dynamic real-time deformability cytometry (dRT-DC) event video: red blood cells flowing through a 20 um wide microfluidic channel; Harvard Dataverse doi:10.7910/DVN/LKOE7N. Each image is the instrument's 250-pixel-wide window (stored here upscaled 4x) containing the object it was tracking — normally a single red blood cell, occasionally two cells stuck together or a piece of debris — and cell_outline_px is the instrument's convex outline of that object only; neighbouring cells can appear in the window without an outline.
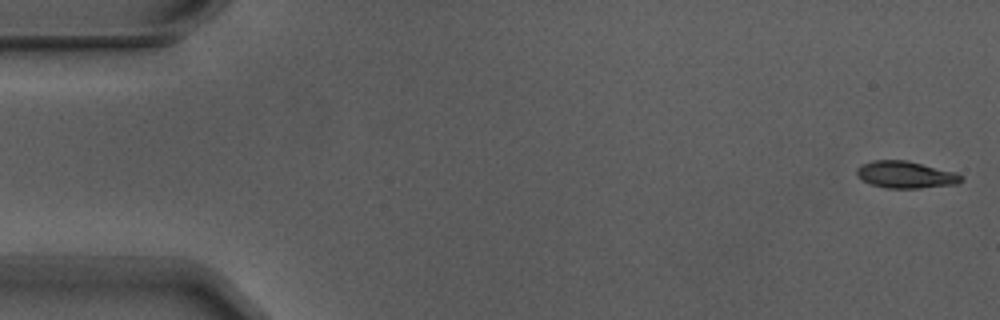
{"species": "Egyptian fruit bat (a non-hibernating species)", "species_latin": "Rousettus aegyptiacus", "temperature_condition": "warm", "stored_images_in_passage": 4, "camera_frame_rate_fps": 3000, "um_per_image_px": 0.085, "animal": {"sex": "male"}, "frame": {"image": 1, "passage_image": 1, "time_ms": 0.0, "image_size_px": [1000, 320], "cell_outline_px": [[964, 180], [956, 184], [920, 188], [888, 188], [872, 184], [856, 176], [856, 168], [860, 164], [872, 160], [904, 160], [956, 172], [964, 176]], "centroid_in_image_um": [76.98, 14.84], "position_along_channel_um": 8.0, "area_um2": 16.42}}
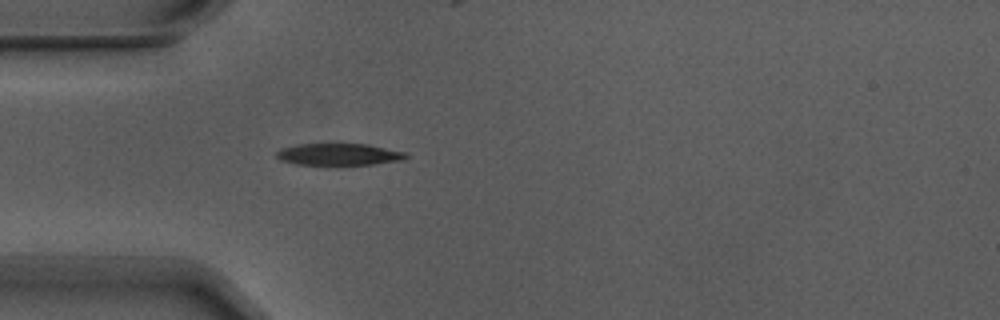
{"frame": {"image": 2, "passage_image": 4, "time_ms": 1.0, "image_size_px": [1000, 320], "cell_outline_px": [[408, 156], [404, 160], [376, 164], [336, 168], [324, 168], [296, 164], [280, 160], [276, 156], [276, 152], [280, 148], [300, 144], [368, 144], [408, 152]], "centroid_in_image_um": [28.82, 13.18], "position_along_channel_um": 56.2, "area_um2": 17.8}}